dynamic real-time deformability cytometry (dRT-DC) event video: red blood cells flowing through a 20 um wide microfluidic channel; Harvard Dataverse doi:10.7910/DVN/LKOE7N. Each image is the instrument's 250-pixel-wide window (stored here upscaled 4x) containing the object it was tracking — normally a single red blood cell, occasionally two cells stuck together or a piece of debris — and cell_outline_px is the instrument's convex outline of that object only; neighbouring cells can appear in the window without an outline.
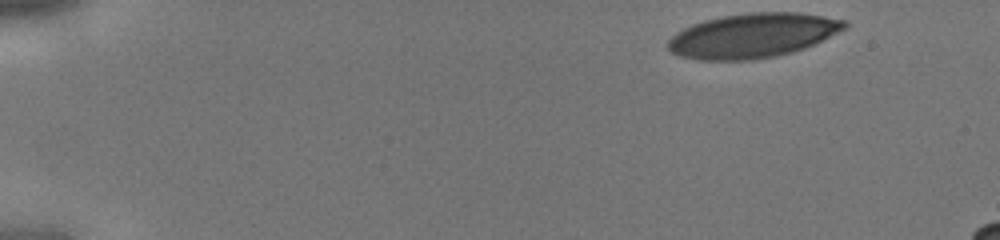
{"species": "human", "species_latin": "Homo sapiens", "temperature_condition": "cold", "stored_images_in_passage": 39, "camera_frame_rate_fps": 3000, "um_per_image_px": 0.085, "donor": {"sex": "male"}, "frame": {"image": 1, "passage_image": 1, "time_ms": 0.0, "image_size_px": [1000, 240], "cell_outline_px": [[848, 28], [804, 48], [792, 52], [776, 56], [752, 60], [700, 60], [680, 56], [672, 52], [668, 48], [668, 40], [676, 32], [692, 24], [704, 20], [724, 16], [748, 12], [800, 12], [844, 20], [848, 24]], "centroid_in_image_um": [63.99, 3.02], "position_along_channel_um": 21.0, "area_um2": 45.72}}
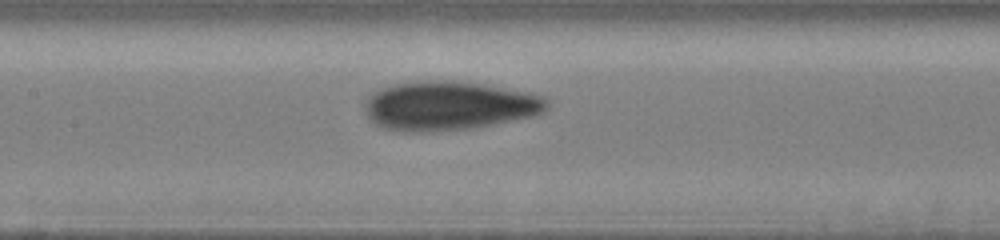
{"frame": {"image": 2, "passage_image": 18, "time_ms": 5.667, "image_size_px": [1000, 240], "cell_outline_px": [[548, 108], [544, 112], [532, 116], [472, 128], [424, 132], [404, 132], [384, 128], [376, 124], [368, 116], [364, 104], [368, 96], [372, 92], [396, 84], [432, 80], [444, 80], [480, 84], [528, 92], [544, 96], [548, 100]], "centroid_in_image_um": [38.16, 9.0], "position_along_channel_um": 169.2, "area_um2": 51.62}}
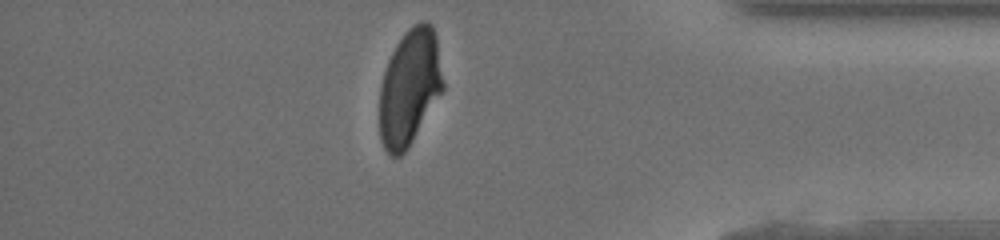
{"frame": {"image": 3, "passage_image": 34, "time_ms": 11.0, "image_size_px": [1000, 240], "cell_outline_px": [[444, 88], [408, 148], [400, 156], [392, 156], [384, 148], [380, 140], [380, 84], [388, 60], [396, 44], [404, 32], [412, 24], [420, 20], [424, 20], [432, 24], [436, 36], [444, 84]], "centroid_in_image_um": [34.81, 7.39], "position_along_channel_um": 400.4, "area_um2": 43.0}}